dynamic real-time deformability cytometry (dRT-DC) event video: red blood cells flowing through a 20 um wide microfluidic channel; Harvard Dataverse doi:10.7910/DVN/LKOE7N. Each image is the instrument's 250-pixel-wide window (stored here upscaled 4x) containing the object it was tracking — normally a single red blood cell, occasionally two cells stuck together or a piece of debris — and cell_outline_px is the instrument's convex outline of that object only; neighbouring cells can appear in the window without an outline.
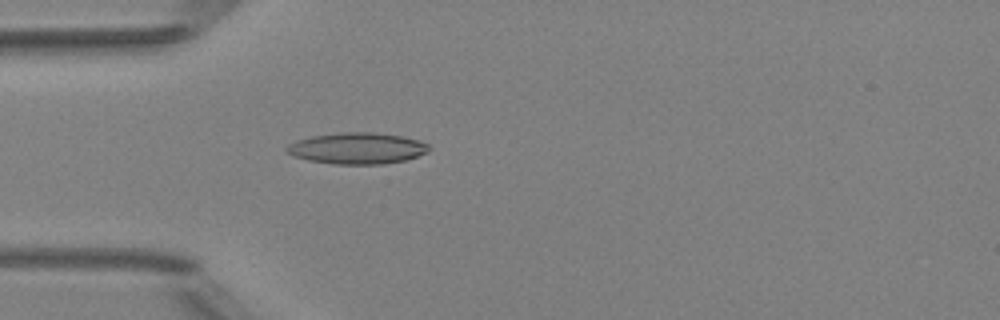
{"species": "Egyptian fruit bat (a non-hibernating species)", "species_latin": "Rousettus aegyptiacus", "temperature_condition": "room temperature", "stored_images_in_passage": 5, "camera_frame_rate_fps": 3000, "um_per_image_px": 0.085, "animal": {"sex": "female"}, "frame": {"image": 1, "passage_image": 5, "time_ms": 4.667, "image_size_px": [1000, 320], "cell_outline_px": [[432, 148], [428, 152], [404, 160], [384, 164], [336, 164], [308, 160], [292, 156], [284, 152], [284, 148], [288, 144], [296, 140], [312, 136], [340, 132], [372, 132], [400, 136], [420, 140], [428, 144]], "centroid_in_image_um": [30.33, 12.6], "position_along_channel_um": 54.7, "area_um2": 26.13}}